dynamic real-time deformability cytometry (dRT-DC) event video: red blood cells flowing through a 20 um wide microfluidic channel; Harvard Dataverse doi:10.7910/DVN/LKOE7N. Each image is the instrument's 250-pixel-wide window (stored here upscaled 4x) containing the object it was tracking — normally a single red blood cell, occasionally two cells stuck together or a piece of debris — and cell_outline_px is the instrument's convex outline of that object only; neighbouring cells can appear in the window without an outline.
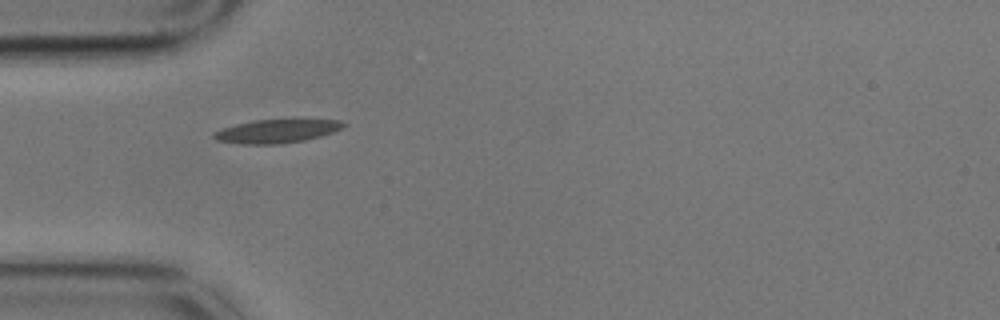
{"species": "common noctule bat (a hibernating species)", "species_latin": "Nyctalus noctula", "temperature_condition": "cold", "stored_images_in_passage": 1, "camera_frame_rate_fps": 3000, "um_per_image_px": 0.085, "animal": {"sex": "male", "body_mass_g": 17.9}, "frame": {"image": 1, "passage_image": 1, "time_ms": 0.0, "image_size_px": [1000, 320], "cell_outline_px": [[348, 124], [344, 128], [320, 136], [304, 140], [280, 144], [240, 144], [216, 140], [212, 136], [212, 132], [236, 124], [252, 120], [340, 120]], "centroid_in_image_um": [23.51, 11.15], "position_along_channel_um": 61.5, "area_um2": 17.69}}